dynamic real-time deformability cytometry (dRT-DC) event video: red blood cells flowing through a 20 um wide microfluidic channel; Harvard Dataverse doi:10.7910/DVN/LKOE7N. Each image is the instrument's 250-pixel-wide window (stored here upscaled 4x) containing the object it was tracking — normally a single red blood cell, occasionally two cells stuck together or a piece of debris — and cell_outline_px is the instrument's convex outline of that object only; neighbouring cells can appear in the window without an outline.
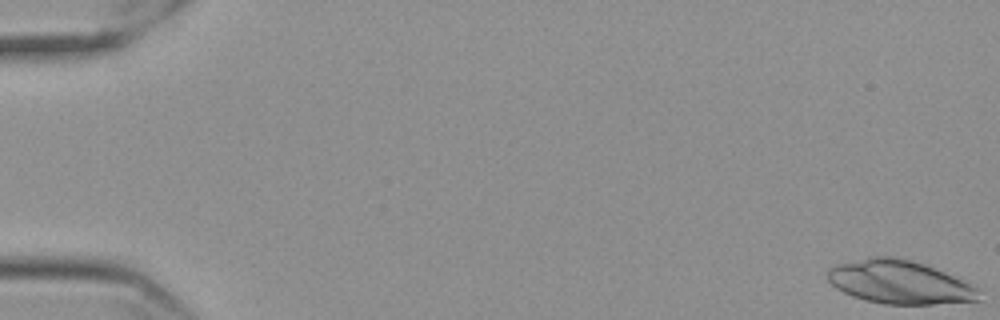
{"species": "Egyptian fruit bat (a non-hibernating species)", "species_latin": "Rousettus aegyptiacus", "temperature_condition": "cold", "stored_images_in_passage": 58, "camera_frame_rate_fps": 3000, "um_per_image_px": 0.085, "frame": {"image": 1, "passage_image": 1, "time_ms": 0.0, "image_size_px": [1000, 320], "cell_outline_px": [[980, 300], [932, 304], [884, 304], [864, 300], [852, 296], [836, 288], [828, 280], [828, 268], [840, 264], [868, 256], [892, 256], [924, 264], [976, 284]], "centroid_in_image_um": [76.48, 23.98], "position_along_channel_um": 8.5, "area_um2": 38.26}}
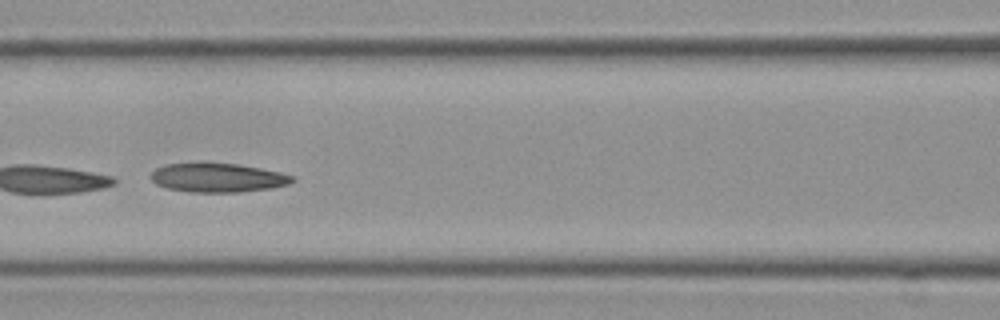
{"frame": {"image": 2, "passage_image": 27, "time_ms": 8.667, "image_size_px": [1000, 320], "cell_outline_px": [[296, 180], [288, 184], [272, 188], [240, 192], [192, 192], [168, 188], [156, 184], [152, 180], [152, 172], [156, 168], [168, 164], [236, 164], [260, 168], [280, 172], [296, 176]], "centroid_in_image_um": [18.58, 15.12], "position_along_channel_um": 148.0, "area_um2": 23.52}}
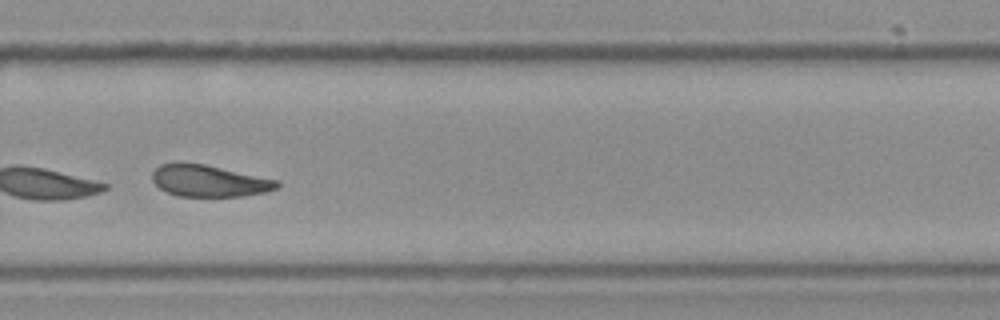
{"frame": {"image": 3, "passage_image": 41, "time_ms": 13.333, "image_size_px": [1000, 320], "cell_outline_px": [[280, 188], [268, 192], [244, 196], [180, 196], [168, 192], [160, 188], [152, 180], [152, 172], [160, 164], [204, 164], [280, 180]], "centroid_in_image_um": [17.86, 15.39], "position_along_channel_um": 311.9, "area_um2": 22.89}}